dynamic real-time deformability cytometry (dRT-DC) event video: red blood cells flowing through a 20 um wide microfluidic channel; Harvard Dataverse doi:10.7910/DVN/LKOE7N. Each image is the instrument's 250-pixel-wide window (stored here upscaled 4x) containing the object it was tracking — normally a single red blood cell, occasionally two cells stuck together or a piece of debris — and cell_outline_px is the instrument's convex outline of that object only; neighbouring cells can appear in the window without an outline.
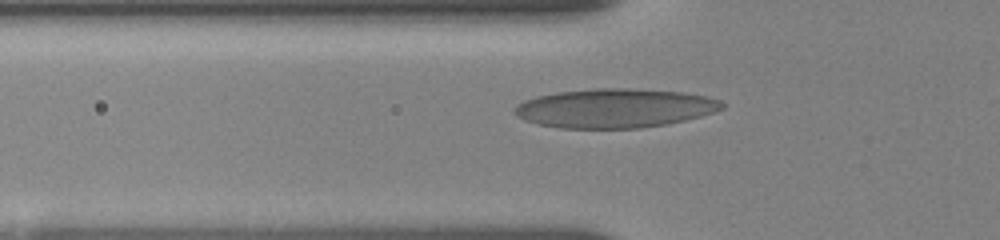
{"species": "human", "species_latin": "Homo sapiens", "temperature_condition": "room temperature", "stored_images_in_passage": 88, "camera_frame_rate_fps": 3000, "um_per_image_px": 0.085, "donor": {"sex": "female"}, "frame": {"image": 1, "passage_image": 26, "time_ms": 3.0, "image_size_px": [1000, 240], "cell_outline_px": [[724, 108], [700, 116], [668, 124], [640, 128], [560, 128], [540, 124], [524, 120], [516, 116], [512, 112], [512, 108], [516, 104], [524, 100], [536, 96], [556, 92], [596, 88], [628, 88], [680, 92], [704, 96], [720, 100], [724, 104]], "centroid_in_image_um": [52.19, 9.19], "position_along_channel_um": 73.6, "area_um2": 47.28}}
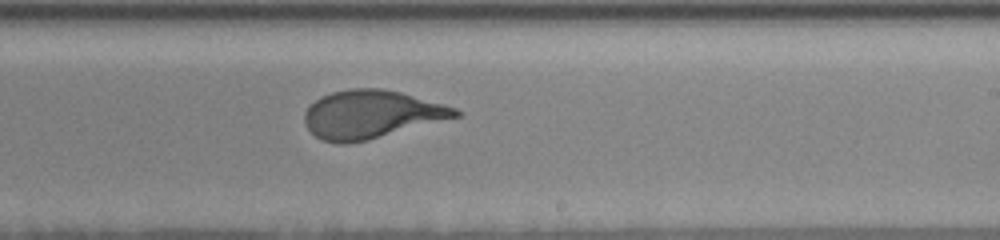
{"frame": {"image": 2, "passage_image": 51, "time_ms": 8.0, "image_size_px": [1000, 240], "cell_outline_px": [[460, 116], [368, 140], [344, 144], [340, 144], [324, 140], [316, 136], [304, 124], [304, 112], [320, 96], [332, 92], [348, 88], [380, 88], [400, 92], [444, 104], [456, 108], [460, 112]], "centroid_in_image_um": [31.54, 9.72], "position_along_channel_um": 257.5, "area_um2": 42.08}}
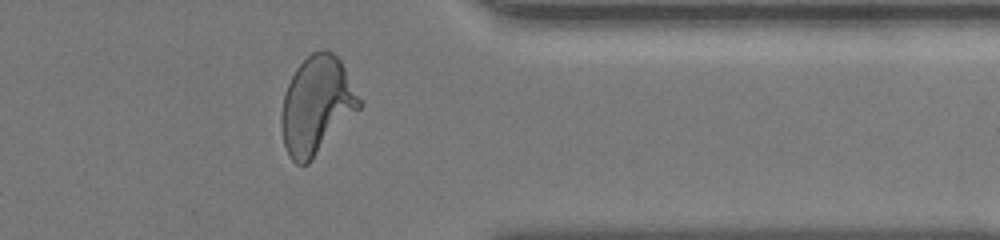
{"frame": {"image": 3, "passage_image": 78, "time_ms": 11.667, "image_size_px": [1000, 240], "cell_outline_px": [[360, 108], [312, 160], [308, 164], [296, 164], [288, 156], [284, 144], [280, 128], [280, 116], [284, 96], [288, 84], [296, 68], [312, 52], [320, 48], [328, 48], [340, 60], [360, 100]], "centroid_in_image_um": [26.88, 8.96], "position_along_channel_um": 384.5, "area_um2": 43.99}}